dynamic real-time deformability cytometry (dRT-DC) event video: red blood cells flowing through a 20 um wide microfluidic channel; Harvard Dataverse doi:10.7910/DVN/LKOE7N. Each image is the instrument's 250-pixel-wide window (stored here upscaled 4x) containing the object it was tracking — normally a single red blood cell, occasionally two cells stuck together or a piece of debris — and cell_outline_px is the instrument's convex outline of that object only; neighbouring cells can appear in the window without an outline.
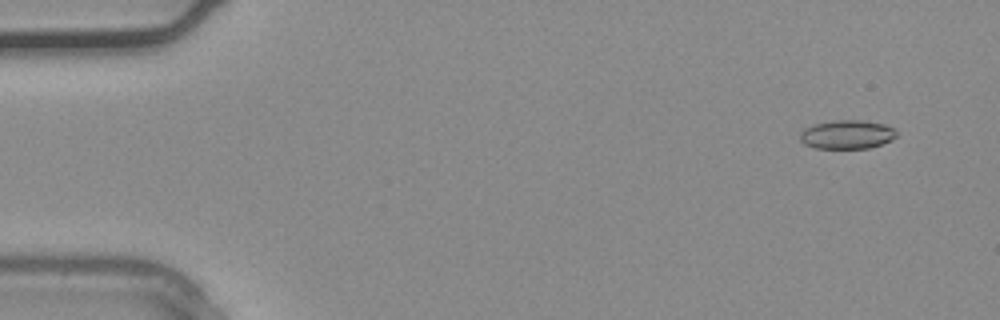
{"species": "common noctule bat (a hibernating species)", "species_latin": "Nyctalus noctula", "temperature_condition": "warm", "stored_images_in_passage": 37, "camera_frame_rate_fps": 3000, "um_per_image_px": 0.085, "animal": {"sex": "male", "body_mass_g": 20.4}, "frame": {"image": 1, "passage_image": 3, "time_ms": 0.667, "image_size_px": [1000, 320], "cell_outline_px": [[900, 132], [892, 140], [868, 148], [816, 148], [804, 144], [800, 140], [800, 132], [804, 128], [816, 124], [836, 120], [860, 120], [884, 124]], "centroid_in_image_um": [72.01, 11.43], "position_along_channel_um": 13.0, "area_um2": 16.13}}
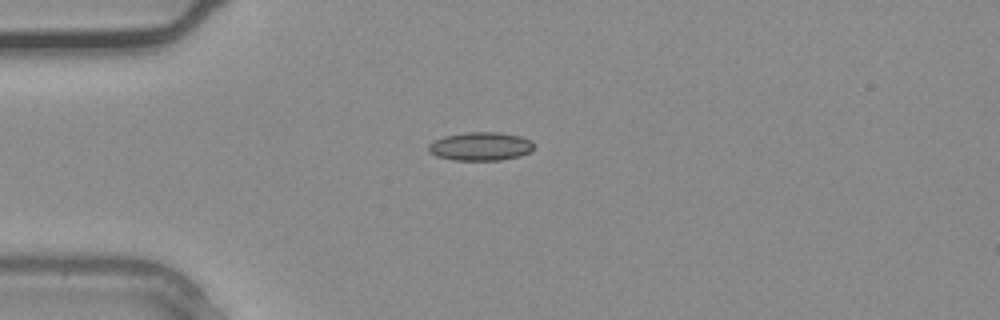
{"frame": {"image": 2, "passage_image": 10, "time_ms": 3.0, "image_size_px": [1000, 320], "cell_outline_px": [[536, 144], [528, 152], [520, 156], [500, 160], [452, 160], [436, 156], [428, 152], [428, 144], [444, 136], [464, 132], [500, 132], [520, 136], [532, 140]], "centroid_in_image_um": [40.84, 12.43], "position_along_channel_um": 44.2, "area_um2": 17.63}}
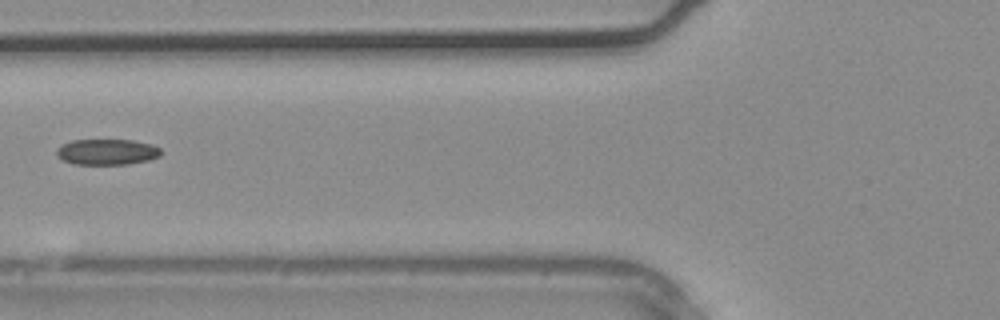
{"frame": {"image": 3, "passage_image": 15, "time_ms": 4.667, "image_size_px": [1000, 320], "cell_outline_px": [[160, 156], [148, 160], [128, 164], [76, 164], [64, 160], [56, 156], [56, 148], [72, 140], [132, 140], [152, 144], [160, 148]], "centroid_in_image_um": [9.09, 12.91], "position_along_channel_um": 116.7, "area_um2": 15.61}}